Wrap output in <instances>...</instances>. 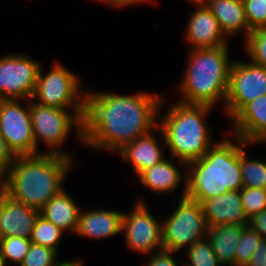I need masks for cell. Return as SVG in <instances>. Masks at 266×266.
<instances>
[{
    "mask_svg": "<svg viewBox=\"0 0 266 266\" xmlns=\"http://www.w3.org/2000/svg\"><path fill=\"white\" fill-rule=\"evenodd\" d=\"M186 166L185 197L200 204L206 199L240 190L243 187L240 138L218 140L202 158Z\"/></svg>",
    "mask_w": 266,
    "mask_h": 266,
    "instance_id": "4",
    "label": "cell"
},
{
    "mask_svg": "<svg viewBox=\"0 0 266 266\" xmlns=\"http://www.w3.org/2000/svg\"><path fill=\"white\" fill-rule=\"evenodd\" d=\"M64 231L39 214L37 217L30 240L32 243L55 250L57 253L59 243Z\"/></svg>",
    "mask_w": 266,
    "mask_h": 266,
    "instance_id": "24",
    "label": "cell"
},
{
    "mask_svg": "<svg viewBox=\"0 0 266 266\" xmlns=\"http://www.w3.org/2000/svg\"><path fill=\"white\" fill-rule=\"evenodd\" d=\"M217 19L227 38L238 32L244 33L246 40L251 33L247 23L242 0H202ZM243 31V32H242Z\"/></svg>",
    "mask_w": 266,
    "mask_h": 266,
    "instance_id": "20",
    "label": "cell"
},
{
    "mask_svg": "<svg viewBox=\"0 0 266 266\" xmlns=\"http://www.w3.org/2000/svg\"><path fill=\"white\" fill-rule=\"evenodd\" d=\"M245 226L235 224L208 227L207 238L218 261L223 266H234L236 247Z\"/></svg>",
    "mask_w": 266,
    "mask_h": 266,
    "instance_id": "22",
    "label": "cell"
},
{
    "mask_svg": "<svg viewBox=\"0 0 266 266\" xmlns=\"http://www.w3.org/2000/svg\"><path fill=\"white\" fill-rule=\"evenodd\" d=\"M244 43V50L251 61L266 67V28L251 31Z\"/></svg>",
    "mask_w": 266,
    "mask_h": 266,
    "instance_id": "28",
    "label": "cell"
},
{
    "mask_svg": "<svg viewBox=\"0 0 266 266\" xmlns=\"http://www.w3.org/2000/svg\"><path fill=\"white\" fill-rule=\"evenodd\" d=\"M41 62L23 54L0 57V100H30Z\"/></svg>",
    "mask_w": 266,
    "mask_h": 266,
    "instance_id": "11",
    "label": "cell"
},
{
    "mask_svg": "<svg viewBox=\"0 0 266 266\" xmlns=\"http://www.w3.org/2000/svg\"><path fill=\"white\" fill-rule=\"evenodd\" d=\"M72 161V158L45 152L17 156L1 180V190L13 200L40 211L63 190Z\"/></svg>",
    "mask_w": 266,
    "mask_h": 266,
    "instance_id": "2",
    "label": "cell"
},
{
    "mask_svg": "<svg viewBox=\"0 0 266 266\" xmlns=\"http://www.w3.org/2000/svg\"><path fill=\"white\" fill-rule=\"evenodd\" d=\"M57 252L51 248L31 243L24 261L19 266H56Z\"/></svg>",
    "mask_w": 266,
    "mask_h": 266,
    "instance_id": "30",
    "label": "cell"
},
{
    "mask_svg": "<svg viewBox=\"0 0 266 266\" xmlns=\"http://www.w3.org/2000/svg\"><path fill=\"white\" fill-rule=\"evenodd\" d=\"M175 210L162 221V244L168 251L180 252L182 248L207 237L208 225L199 202L179 198ZM187 246V247H186Z\"/></svg>",
    "mask_w": 266,
    "mask_h": 266,
    "instance_id": "8",
    "label": "cell"
},
{
    "mask_svg": "<svg viewBox=\"0 0 266 266\" xmlns=\"http://www.w3.org/2000/svg\"><path fill=\"white\" fill-rule=\"evenodd\" d=\"M240 196L248 219L266 209V189L242 187L240 189Z\"/></svg>",
    "mask_w": 266,
    "mask_h": 266,
    "instance_id": "29",
    "label": "cell"
},
{
    "mask_svg": "<svg viewBox=\"0 0 266 266\" xmlns=\"http://www.w3.org/2000/svg\"><path fill=\"white\" fill-rule=\"evenodd\" d=\"M262 240L263 237L258 232L254 231L250 226H245L241 240L236 247L234 266H245Z\"/></svg>",
    "mask_w": 266,
    "mask_h": 266,
    "instance_id": "27",
    "label": "cell"
},
{
    "mask_svg": "<svg viewBox=\"0 0 266 266\" xmlns=\"http://www.w3.org/2000/svg\"><path fill=\"white\" fill-rule=\"evenodd\" d=\"M40 211L13 200L0 191V238H30Z\"/></svg>",
    "mask_w": 266,
    "mask_h": 266,
    "instance_id": "14",
    "label": "cell"
},
{
    "mask_svg": "<svg viewBox=\"0 0 266 266\" xmlns=\"http://www.w3.org/2000/svg\"><path fill=\"white\" fill-rule=\"evenodd\" d=\"M155 131H157V127L150 133L124 145L116 152L124 162L131 163L133 172L137 175L166 158L164 149L160 147L159 140L154 135Z\"/></svg>",
    "mask_w": 266,
    "mask_h": 266,
    "instance_id": "18",
    "label": "cell"
},
{
    "mask_svg": "<svg viewBox=\"0 0 266 266\" xmlns=\"http://www.w3.org/2000/svg\"><path fill=\"white\" fill-rule=\"evenodd\" d=\"M81 260H72V261H59L56 266H83Z\"/></svg>",
    "mask_w": 266,
    "mask_h": 266,
    "instance_id": "37",
    "label": "cell"
},
{
    "mask_svg": "<svg viewBox=\"0 0 266 266\" xmlns=\"http://www.w3.org/2000/svg\"><path fill=\"white\" fill-rule=\"evenodd\" d=\"M49 72L43 74L40 65L32 100L49 107L82 110L83 88L80 78L62 63L54 62Z\"/></svg>",
    "mask_w": 266,
    "mask_h": 266,
    "instance_id": "7",
    "label": "cell"
},
{
    "mask_svg": "<svg viewBox=\"0 0 266 266\" xmlns=\"http://www.w3.org/2000/svg\"><path fill=\"white\" fill-rule=\"evenodd\" d=\"M245 266H266V239L258 244L250 261Z\"/></svg>",
    "mask_w": 266,
    "mask_h": 266,
    "instance_id": "35",
    "label": "cell"
},
{
    "mask_svg": "<svg viewBox=\"0 0 266 266\" xmlns=\"http://www.w3.org/2000/svg\"><path fill=\"white\" fill-rule=\"evenodd\" d=\"M163 96L148 93L120 95L86 90L82 96L79 135L88 148L118 152L124 145L158 126Z\"/></svg>",
    "mask_w": 266,
    "mask_h": 266,
    "instance_id": "1",
    "label": "cell"
},
{
    "mask_svg": "<svg viewBox=\"0 0 266 266\" xmlns=\"http://www.w3.org/2000/svg\"><path fill=\"white\" fill-rule=\"evenodd\" d=\"M266 95V67L234 60L230 67L224 112L232 119L247 103Z\"/></svg>",
    "mask_w": 266,
    "mask_h": 266,
    "instance_id": "9",
    "label": "cell"
},
{
    "mask_svg": "<svg viewBox=\"0 0 266 266\" xmlns=\"http://www.w3.org/2000/svg\"><path fill=\"white\" fill-rule=\"evenodd\" d=\"M250 30L266 28V4L263 0H242Z\"/></svg>",
    "mask_w": 266,
    "mask_h": 266,
    "instance_id": "31",
    "label": "cell"
},
{
    "mask_svg": "<svg viewBox=\"0 0 266 266\" xmlns=\"http://www.w3.org/2000/svg\"><path fill=\"white\" fill-rule=\"evenodd\" d=\"M27 102L30 107L37 154L42 153L38 151V146L42 142L48 148L45 153H54L74 158L60 147L66 142L71 130L75 131L77 140L79 139V143L83 144L79 135L81 111H69L67 109L44 106L32 99L26 100Z\"/></svg>",
    "mask_w": 266,
    "mask_h": 266,
    "instance_id": "6",
    "label": "cell"
},
{
    "mask_svg": "<svg viewBox=\"0 0 266 266\" xmlns=\"http://www.w3.org/2000/svg\"><path fill=\"white\" fill-rule=\"evenodd\" d=\"M0 266H5V262H4L2 255H1V252H0Z\"/></svg>",
    "mask_w": 266,
    "mask_h": 266,
    "instance_id": "38",
    "label": "cell"
},
{
    "mask_svg": "<svg viewBox=\"0 0 266 266\" xmlns=\"http://www.w3.org/2000/svg\"><path fill=\"white\" fill-rule=\"evenodd\" d=\"M123 212L105 209L80 210L78 228L80 237L101 239L115 236L122 230Z\"/></svg>",
    "mask_w": 266,
    "mask_h": 266,
    "instance_id": "17",
    "label": "cell"
},
{
    "mask_svg": "<svg viewBox=\"0 0 266 266\" xmlns=\"http://www.w3.org/2000/svg\"><path fill=\"white\" fill-rule=\"evenodd\" d=\"M189 50L187 70L178 85L182 96L177 101L212 107L223 101L224 107L233 63L229 45Z\"/></svg>",
    "mask_w": 266,
    "mask_h": 266,
    "instance_id": "5",
    "label": "cell"
},
{
    "mask_svg": "<svg viewBox=\"0 0 266 266\" xmlns=\"http://www.w3.org/2000/svg\"><path fill=\"white\" fill-rule=\"evenodd\" d=\"M164 101L163 97L159 107L157 126L159 136L163 140L162 147L168 148L170 158L173 160L176 158L180 165L186 168V164L202 158L215 143L210 135V127L205 123L213 107L176 101L168 106V112L165 111L162 114Z\"/></svg>",
    "mask_w": 266,
    "mask_h": 266,
    "instance_id": "3",
    "label": "cell"
},
{
    "mask_svg": "<svg viewBox=\"0 0 266 266\" xmlns=\"http://www.w3.org/2000/svg\"><path fill=\"white\" fill-rule=\"evenodd\" d=\"M15 159L0 133V181L6 176Z\"/></svg>",
    "mask_w": 266,
    "mask_h": 266,
    "instance_id": "33",
    "label": "cell"
},
{
    "mask_svg": "<svg viewBox=\"0 0 266 266\" xmlns=\"http://www.w3.org/2000/svg\"><path fill=\"white\" fill-rule=\"evenodd\" d=\"M248 226L266 239V209L249 218Z\"/></svg>",
    "mask_w": 266,
    "mask_h": 266,
    "instance_id": "34",
    "label": "cell"
},
{
    "mask_svg": "<svg viewBox=\"0 0 266 266\" xmlns=\"http://www.w3.org/2000/svg\"><path fill=\"white\" fill-rule=\"evenodd\" d=\"M99 2H102L104 4H109L110 6H114L116 8H125L129 6H134L140 3H150L154 2L155 0H97Z\"/></svg>",
    "mask_w": 266,
    "mask_h": 266,
    "instance_id": "36",
    "label": "cell"
},
{
    "mask_svg": "<svg viewBox=\"0 0 266 266\" xmlns=\"http://www.w3.org/2000/svg\"><path fill=\"white\" fill-rule=\"evenodd\" d=\"M80 210L75 200L63 189L43 206L40 215L61 228L65 233L69 231L75 234L78 228Z\"/></svg>",
    "mask_w": 266,
    "mask_h": 266,
    "instance_id": "21",
    "label": "cell"
},
{
    "mask_svg": "<svg viewBox=\"0 0 266 266\" xmlns=\"http://www.w3.org/2000/svg\"><path fill=\"white\" fill-rule=\"evenodd\" d=\"M187 250V261H183V266H223L212 250V246L207 237L189 245Z\"/></svg>",
    "mask_w": 266,
    "mask_h": 266,
    "instance_id": "25",
    "label": "cell"
},
{
    "mask_svg": "<svg viewBox=\"0 0 266 266\" xmlns=\"http://www.w3.org/2000/svg\"><path fill=\"white\" fill-rule=\"evenodd\" d=\"M185 169L182 172L180 168L173 164L172 160L164 158L153 167L142 171L138 175V179L142 186L157 194L172 193L181 183H184L182 195L180 196V198H183L186 195L187 172Z\"/></svg>",
    "mask_w": 266,
    "mask_h": 266,
    "instance_id": "19",
    "label": "cell"
},
{
    "mask_svg": "<svg viewBox=\"0 0 266 266\" xmlns=\"http://www.w3.org/2000/svg\"><path fill=\"white\" fill-rule=\"evenodd\" d=\"M240 138V166L242 172L243 187H256L266 189V161L262 159H248L244 146H247Z\"/></svg>",
    "mask_w": 266,
    "mask_h": 266,
    "instance_id": "23",
    "label": "cell"
},
{
    "mask_svg": "<svg viewBox=\"0 0 266 266\" xmlns=\"http://www.w3.org/2000/svg\"><path fill=\"white\" fill-rule=\"evenodd\" d=\"M233 136L248 144L266 142V95L247 103L233 118Z\"/></svg>",
    "mask_w": 266,
    "mask_h": 266,
    "instance_id": "16",
    "label": "cell"
},
{
    "mask_svg": "<svg viewBox=\"0 0 266 266\" xmlns=\"http://www.w3.org/2000/svg\"><path fill=\"white\" fill-rule=\"evenodd\" d=\"M31 243L30 238L26 237L0 238V252L5 265L8 261L20 265L24 261Z\"/></svg>",
    "mask_w": 266,
    "mask_h": 266,
    "instance_id": "26",
    "label": "cell"
},
{
    "mask_svg": "<svg viewBox=\"0 0 266 266\" xmlns=\"http://www.w3.org/2000/svg\"><path fill=\"white\" fill-rule=\"evenodd\" d=\"M149 211V205L145 201H137L131 212H123L121 230L127 247L146 256L164 249L162 222Z\"/></svg>",
    "mask_w": 266,
    "mask_h": 266,
    "instance_id": "10",
    "label": "cell"
},
{
    "mask_svg": "<svg viewBox=\"0 0 266 266\" xmlns=\"http://www.w3.org/2000/svg\"><path fill=\"white\" fill-rule=\"evenodd\" d=\"M20 100H0V133L9 150L17 156L35 155L34 133L29 104L22 106Z\"/></svg>",
    "mask_w": 266,
    "mask_h": 266,
    "instance_id": "12",
    "label": "cell"
},
{
    "mask_svg": "<svg viewBox=\"0 0 266 266\" xmlns=\"http://www.w3.org/2000/svg\"><path fill=\"white\" fill-rule=\"evenodd\" d=\"M196 9L190 14L185 39L191 49L217 48L228 45L217 19L202 0L190 1Z\"/></svg>",
    "mask_w": 266,
    "mask_h": 266,
    "instance_id": "13",
    "label": "cell"
},
{
    "mask_svg": "<svg viewBox=\"0 0 266 266\" xmlns=\"http://www.w3.org/2000/svg\"><path fill=\"white\" fill-rule=\"evenodd\" d=\"M173 254H177V252L168 251L165 249H162L157 252H153L152 254H149L151 256L146 262V266H179L176 262V259L174 258ZM183 266V262L181 263Z\"/></svg>",
    "mask_w": 266,
    "mask_h": 266,
    "instance_id": "32",
    "label": "cell"
},
{
    "mask_svg": "<svg viewBox=\"0 0 266 266\" xmlns=\"http://www.w3.org/2000/svg\"><path fill=\"white\" fill-rule=\"evenodd\" d=\"M201 206L208 227L224 224L248 226L249 219L243 209L240 190L206 199Z\"/></svg>",
    "mask_w": 266,
    "mask_h": 266,
    "instance_id": "15",
    "label": "cell"
}]
</instances>
